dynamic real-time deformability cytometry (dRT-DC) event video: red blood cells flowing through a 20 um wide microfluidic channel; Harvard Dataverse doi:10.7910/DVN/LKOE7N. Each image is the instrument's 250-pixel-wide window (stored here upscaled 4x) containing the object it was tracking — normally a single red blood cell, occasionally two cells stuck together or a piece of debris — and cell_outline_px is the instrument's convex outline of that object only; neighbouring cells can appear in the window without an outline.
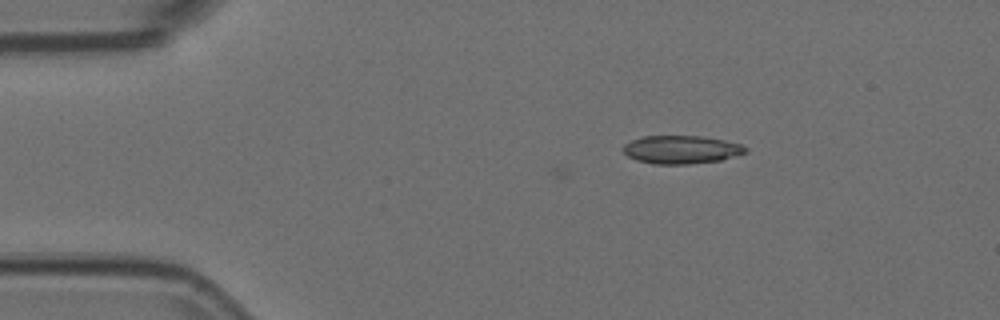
{"species": "Egyptian fruit bat (a non-hibernating species)", "species_latin": "Rousettus aegyptiacus", "temperature_condition": "room temperature", "stored_images_in_passage": 5, "camera_frame_rate_fps": 3000, "um_per_image_px": 0.085, "animal": {"sex": "female"}, "frame": {"image": 1, "passage_image": 5, "time_ms": 1.333, "image_size_px": [1000, 320], "cell_outline_px": [[748, 152], [720, 160], [688, 164], [656, 164], [636, 160], [628, 156], [620, 148], [624, 144], [632, 140], [644, 136], [700, 136], [724, 140], [740, 144], [748, 148]], "centroid_in_image_um": [57.89, 12.71], "position_along_channel_um": 27.1, "area_um2": 20.06}}